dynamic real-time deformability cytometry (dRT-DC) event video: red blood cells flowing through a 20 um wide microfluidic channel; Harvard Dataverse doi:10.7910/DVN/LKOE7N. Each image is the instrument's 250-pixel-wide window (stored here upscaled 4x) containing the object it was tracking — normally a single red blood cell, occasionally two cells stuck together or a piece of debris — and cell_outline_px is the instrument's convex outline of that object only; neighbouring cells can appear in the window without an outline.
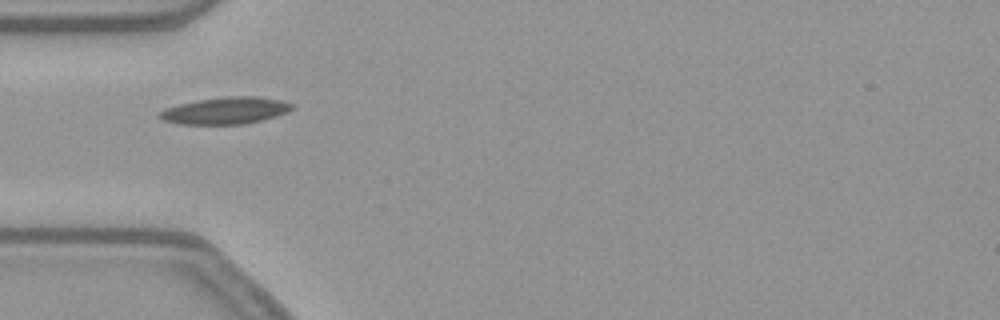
{"species": "common noctule bat (a hibernating species)", "species_latin": "Nyctalus noctula", "temperature_condition": "warm", "stored_images_in_passage": 22, "camera_frame_rate_fps": 3000, "um_per_image_px": 0.085, "animal": {"sex": "female", "body_mass_g": 21.9}, "frame": {"image": 1, "passage_image": 1, "time_ms": 0.0, "image_size_px": [1000, 320], "cell_outline_px": [[292, 108], [276, 116], [264, 120], [244, 124], [180, 124], [160, 120], [156, 116], [156, 112], [164, 108], [196, 100], [228, 96], [252, 96], [284, 100], [292, 104]], "centroid_in_image_um": [19.08, 9.4], "position_along_channel_um": 65.9, "area_um2": 20.92}}
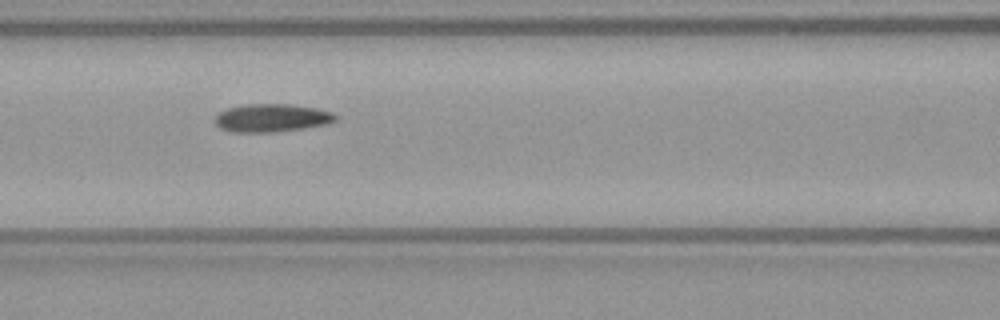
{"frame": {"image": 2, "passage_image": 7, "time_ms": 2.0, "image_size_px": [1000, 320], "cell_outline_px": [[336, 120], [328, 124], [304, 128], [272, 132], [228, 132], [220, 128], [216, 124], [216, 116], [220, 112], [228, 108], [248, 104], [288, 104], [316, 108], [332, 112], [336, 116]], "centroid_in_image_um": [23.1, 10.03], "position_along_channel_um": 143.5, "area_um2": 19.59}}
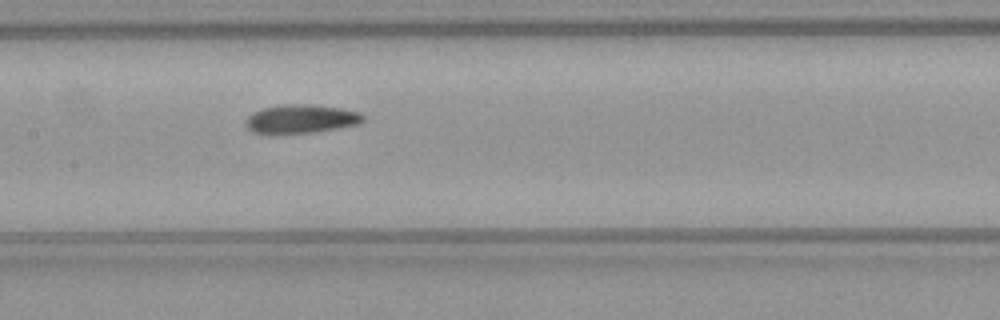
{"frame": {"image": 3, "passage_image": 10, "time_ms": 3.0, "image_size_px": [1000, 320], "cell_outline_px": [[364, 120], [360, 124], [312, 132], [252, 132], [248, 128], [248, 116], [252, 112], [264, 108], [284, 104], [312, 104], [340, 108], [360, 112], [364, 116]], "centroid_in_image_um": [25.66, 10.07], "position_along_channel_um": 181.7, "area_um2": 19.07}}